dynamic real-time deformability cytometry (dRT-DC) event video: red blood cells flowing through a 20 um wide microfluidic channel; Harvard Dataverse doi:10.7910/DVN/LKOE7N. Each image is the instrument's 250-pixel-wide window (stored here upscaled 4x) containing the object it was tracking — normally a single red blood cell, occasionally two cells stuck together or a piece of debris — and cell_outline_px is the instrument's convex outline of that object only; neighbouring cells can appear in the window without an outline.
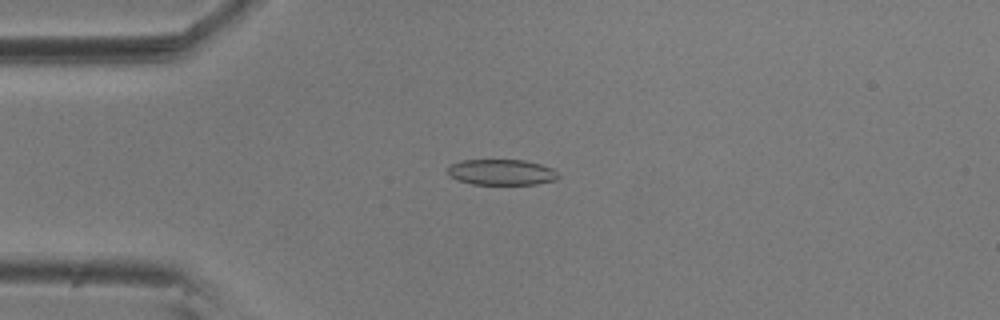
{"species": "common noctule bat (a hibernating species)", "species_latin": "Nyctalus noctula", "temperature_condition": "room temperature", "stored_images_in_passage": 56, "camera_frame_rate_fps": 3000, "um_per_image_px": 0.085, "animal": {"sex": "male", "body_mass_g": 20.5, "forearm_length_mm": 52.5}, "frame": {"image": 1, "passage_image": 14, "time_ms": 4.333, "image_size_px": [1000, 320], "cell_outline_px": [[560, 176], [556, 180], [536, 184], [472, 184], [448, 176], [448, 168], [452, 164], [460, 160], [524, 160], [540, 164], [552, 168]], "centroid_in_image_um": [42.64, 14.63], "position_along_channel_um": 42.4, "area_um2": 16.53}}
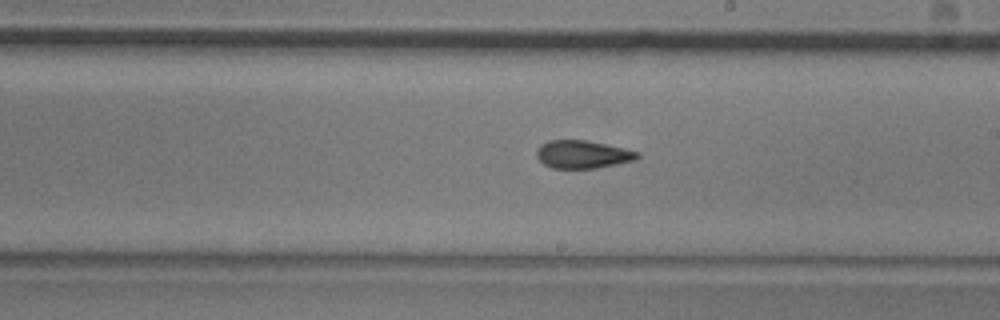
{"frame": {"image": 2, "passage_image": 32, "time_ms": 10.333, "image_size_px": [1000, 320], "cell_outline_px": [[640, 156], [636, 160], [596, 168], [552, 168], [544, 164], [536, 156], [536, 148], [540, 144], [548, 140], [584, 140], [624, 148], [640, 152]], "centroid_in_image_um": [49.51, 13.12], "position_along_channel_um": 239.5, "area_um2": 16.42}}
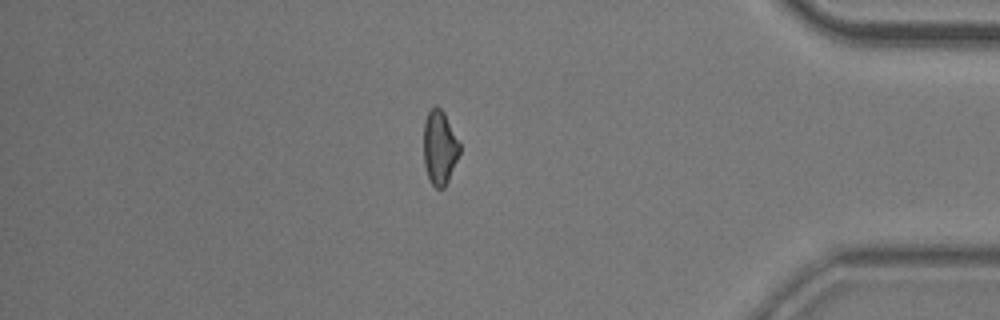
{"frame": {"image": 3, "passage_image": 48, "time_ms": 15.667, "image_size_px": [1000, 320], "cell_outline_px": [[460, 152], [448, 180], [444, 188], [436, 188], [432, 184], [428, 176], [424, 164], [424, 120], [428, 112], [436, 104], [444, 112], [460, 144]], "centroid_in_image_um": [37.36, 12.52], "position_along_channel_um": 397.8, "area_um2": 15.43}, "authors_computed_cell_mechanics": {"area_um2": 16.762, "velocity_mm_per_s": 3.6113, "shape_relaxation_time_tau1_ms": 5.7569, "shape_relaxation_time_tau2_ms": 3.3058, "deformation_change_tau1": 0.1347, "deformation_change_tau2": 0.0953}}